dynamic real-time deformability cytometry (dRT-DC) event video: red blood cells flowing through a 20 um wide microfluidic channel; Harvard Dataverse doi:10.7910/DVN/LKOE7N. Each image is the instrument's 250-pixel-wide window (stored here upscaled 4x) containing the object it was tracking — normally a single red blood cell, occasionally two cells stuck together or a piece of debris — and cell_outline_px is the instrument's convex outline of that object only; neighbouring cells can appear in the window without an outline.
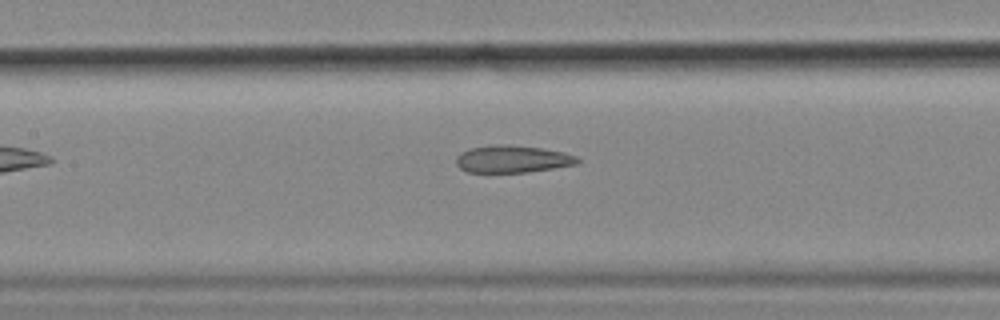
{"species": "common noctule bat (a hibernating species)", "species_latin": "Nyctalus noctula", "temperature_condition": "cold", "stored_images_in_passage": 34, "camera_frame_rate_fps": 3000, "um_per_image_px": 0.085, "animal": {"sex": "female", "body_mass_g": 18.4}, "frame": {"image": 1, "passage_image": 10, "time_ms": 3.0, "image_size_px": [1000, 320], "cell_outline_px": [[580, 160], [576, 164], [528, 172], [468, 172], [460, 168], [456, 164], [456, 156], [460, 152], [472, 148], [492, 144], [504, 144], [540, 148], [564, 152], [576, 156]], "centroid_in_image_um": [43.52, 13.51], "position_along_channel_um": 163.9, "area_um2": 19.19}}
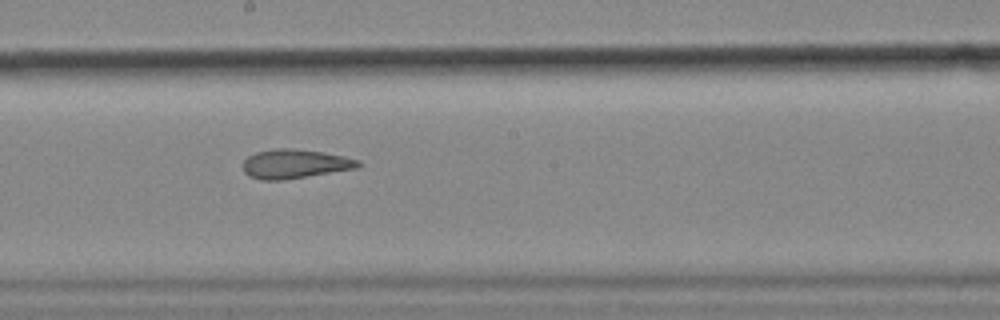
{"frame": {"image": 2, "passage_image": 15, "time_ms": 4.667, "image_size_px": [1000, 320], "cell_outline_px": [[364, 164], [360, 168], [280, 180], [260, 180], [248, 176], [244, 172], [244, 160], [248, 156], [256, 152], [276, 148], [292, 148], [324, 152], [344, 156], [360, 160]], "centroid_in_image_um": [25.11, 13.92], "position_along_channel_um": 223.1, "area_um2": 19.71}}